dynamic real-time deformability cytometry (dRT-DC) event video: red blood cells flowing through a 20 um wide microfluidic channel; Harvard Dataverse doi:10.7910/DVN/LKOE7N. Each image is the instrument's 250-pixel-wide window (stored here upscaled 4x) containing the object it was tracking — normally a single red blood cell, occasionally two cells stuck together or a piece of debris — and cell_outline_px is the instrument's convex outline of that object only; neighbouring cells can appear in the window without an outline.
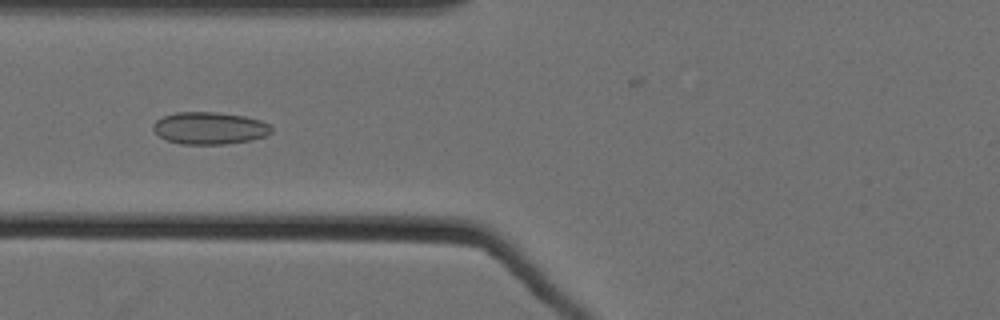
{"species": "Egyptian fruit bat (a non-hibernating species)", "species_latin": "Rousettus aegyptiacus", "temperature_condition": "cold", "stored_images_in_passage": 62, "camera_frame_rate_fps": 3000, "um_per_image_px": 0.085, "animal": {"sex": "female"}, "frame": {"image": 1, "passage_image": 29, "time_ms": 9.333, "image_size_px": [1000, 320], "cell_outline_px": [[272, 132], [264, 136], [252, 140], [224, 144], [180, 144], [168, 140], [160, 136], [152, 128], [152, 124], [156, 120], [164, 116], [176, 112], [216, 112], [244, 116], [260, 120], [272, 124]], "centroid_in_image_um": [17.84, 10.89], "position_along_channel_um": 108.0, "area_um2": 22.25}}
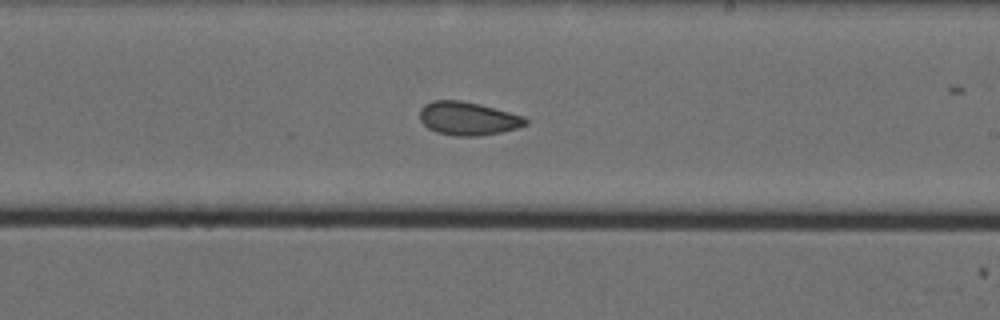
{"frame": {"image": 2, "passage_image": 41, "time_ms": 13.333, "image_size_px": [1000, 320], "cell_outline_px": [[528, 124], [516, 128], [500, 132], [480, 136], [456, 136], [436, 132], [428, 128], [420, 120], [420, 108], [424, 104], [432, 100], [460, 100], [480, 104], [524, 116], [528, 120]], "centroid_in_image_um": [39.76, 10.07], "position_along_channel_um": 249.2, "area_um2": 20.63}}
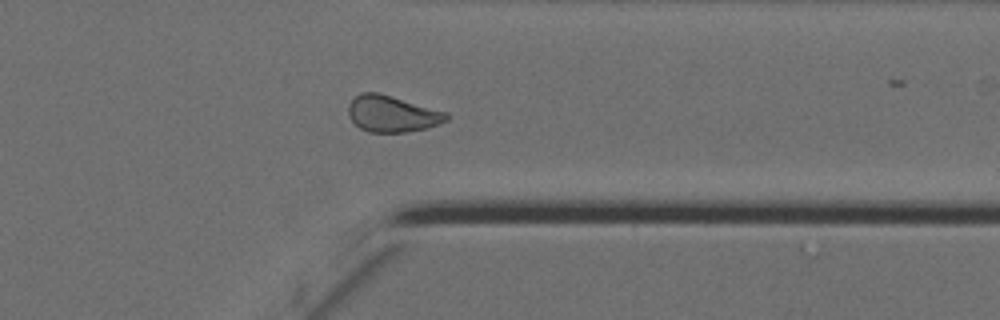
{"frame": {"image": 3, "passage_image": 52, "time_ms": 17.0, "image_size_px": [1000, 320], "cell_outline_px": [[448, 120], [428, 128], [404, 132], [368, 132], [360, 128], [348, 116], [348, 104], [360, 92], [376, 92], [448, 112]], "centroid_in_image_um": [33.32, 9.68], "position_along_channel_um": 378.1, "area_um2": 20.69}, "authors_computed_cell_mechanics": {"area_um2": 21.675, "velocity_mm_per_s": 3.5211, "shape_relaxation_time_tau1_ms": null, "shape_relaxation_time_tau2_ms": 2.0257, "deformation_change_tau1": null, "deformation_change_tau2": 0.082}}